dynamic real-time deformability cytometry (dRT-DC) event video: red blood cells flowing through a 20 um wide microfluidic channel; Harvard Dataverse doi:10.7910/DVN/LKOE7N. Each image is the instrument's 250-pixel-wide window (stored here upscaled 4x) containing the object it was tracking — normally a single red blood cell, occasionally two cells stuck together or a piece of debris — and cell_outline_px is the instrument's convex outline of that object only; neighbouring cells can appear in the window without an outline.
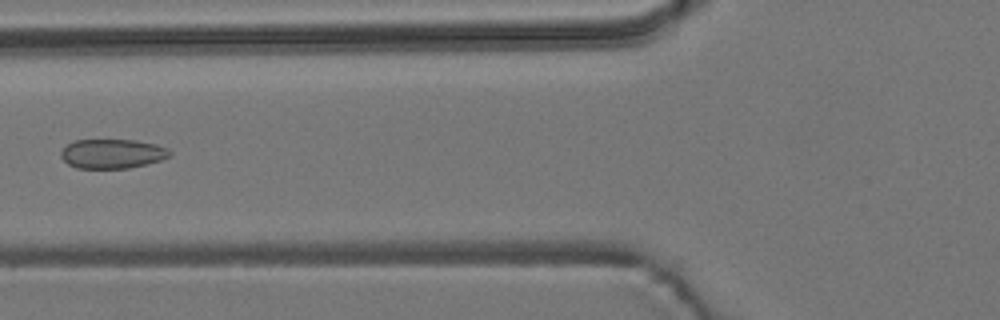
{"species": "common noctule bat (a hibernating species)", "species_latin": "Nyctalus noctula", "temperature_condition": "room temperature", "stored_images_in_passage": 6, "camera_frame_rate_fps": 3000, "um_per_image_px": 0.085, "animal": {"sex": "male", "body_mass_g": 19.2, "forearm_length_mm": 51.8}, "frame": {"image": 1, "passage_image": 6, "time_ms": 5.667, "image_size_px": [1000, 320], "cell_outline_px": [[172, 156], [148, 164], [128, 168], [76, 168], [68, 164], [60, 156], [60, 152], [68, 144], [76, 140], [136, 140], [156, 144], [168, 148], [172, 152]], "centroid_in_image_um": [9.58, 13.07], "position_along_channel_um": 116.2, "area_um2": 18.73}}